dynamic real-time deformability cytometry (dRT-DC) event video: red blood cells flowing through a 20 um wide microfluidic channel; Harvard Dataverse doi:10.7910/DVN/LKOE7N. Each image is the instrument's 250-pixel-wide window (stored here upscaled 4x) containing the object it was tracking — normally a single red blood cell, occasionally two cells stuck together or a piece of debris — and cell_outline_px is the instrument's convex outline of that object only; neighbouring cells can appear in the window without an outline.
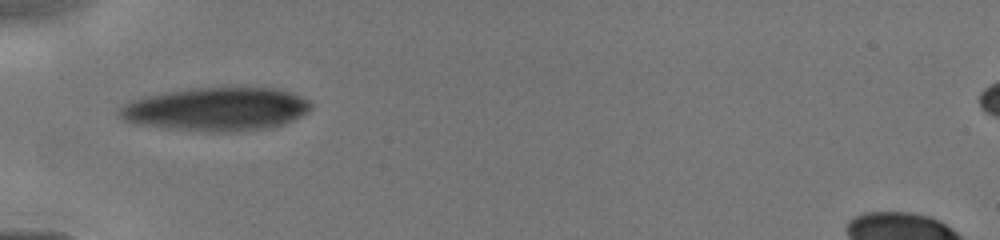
{"species": "human", "species_latin": "Homo sapiens", "temperature_condition": "cold", "stored_images_in_passage": 30, "camera_frame_rate_fps": 3000, "um_per_image_px": 0.085, "donor": {"sex": "male"}, "frame": {"image": 1, "passage_image": 1, "time_ms": 0.0, "image_size_px": [1000, 240], "cell_outline_px": [[312, 108], [308, 112], [284, 124], [272, 128], [232, 132], [204, 132], [164, 128], [136, 124], [124, 120], [120, 116], [120, 108], [124, 104], [132, 100], [144, 96], [192, 88], [276, 88], [292, 92], [308, 100], [312, 104]], "centroid_in_image_um": [18.42, 9.29], "position_along_channel_um": 66.6, "area_um2": 48.67}}
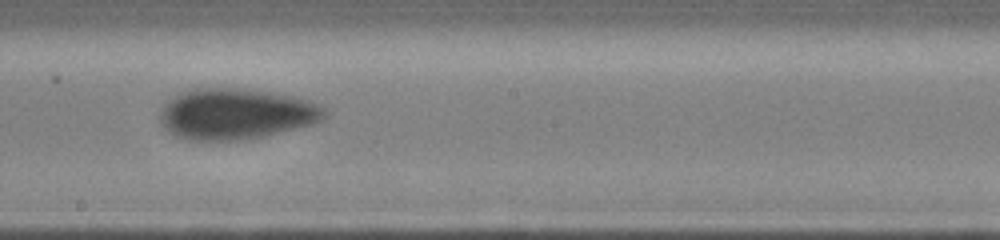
{"frame": {"image": 2, "passage_image": 17, "time_ms": 3.667, "image_size_px": [1000, 240], "cell_outline_px": [[328, 116], [324, 120], [312, 124], [264, 136], [240, 140], [188, 140], [176, 136], [164, 128], [160, 120], [160, 108], [168, 100], [180, 92], [192, 88], [236, 88], [272, 92], [292, 96], [308, 100], [324, 108], [328, 112]], "centroid_in_image_um": [20.04, 9.68], "position_along_channel_um": 228.2, "area_um2": 48.96}}
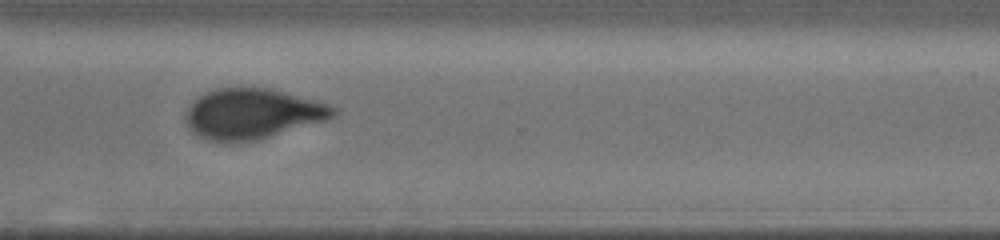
{"frame": {"image": 3, "passage_image": 29, "time_ms": 6.333, "image_size_px": [1000, 240], "cell_outline_px": [[336, 116], [324, 120], [256, 140], [232, 144], [224, 144], [204, 140], [192, 132], [188, 128], [184, 120], [184, 116], [192, 100], [216, 88], [268, 88], [320, 100], [336, 108]], "centroid_in_image_um": [21.39, 9.69], "position_along_channel_um": 349.2, "area_um2": 43.75}}